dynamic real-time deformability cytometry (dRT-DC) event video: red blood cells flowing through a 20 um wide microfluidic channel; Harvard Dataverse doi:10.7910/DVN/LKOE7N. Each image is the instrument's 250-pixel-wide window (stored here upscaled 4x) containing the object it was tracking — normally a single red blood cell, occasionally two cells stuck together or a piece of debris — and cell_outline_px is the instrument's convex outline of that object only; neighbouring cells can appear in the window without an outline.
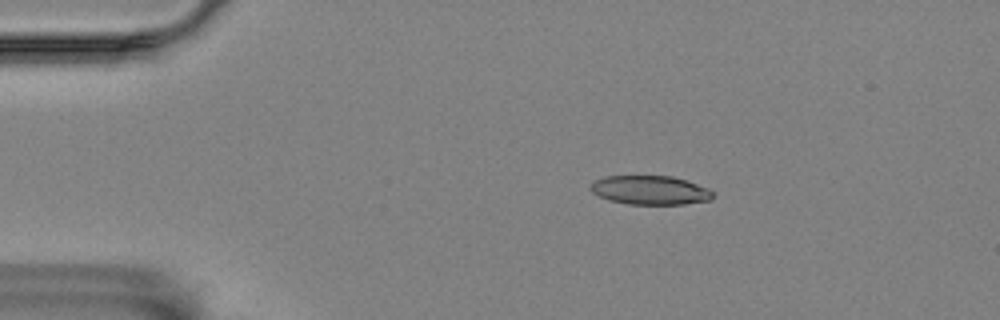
{"species": "Egyptian fruit bat (a non-hibernating species)", "species_latin": "Rousettus aegyptiacus", "temperature_condition": "room temperature", "stored_images_in_passage": 48, "camera_frame_rate_fps": 3000, "um_per_image_px": 0.085, "animal": {"sex": "female"}, "frame": {"image": 1, "passage_image": 2, "time_ms": 0.333, "image_size_px": [1000, 320], "cell_outline_px": [[716, 192], [712, 200], [684, 204], [628, 204], [608, 200], [592, 192], [588, 188], [596, 180], [604, 176], [672, 176], [708, 188]], "centroid_in_image_um": [55.29, 16.17], "position_along_channel_um": 29.7, "area_um2": 20.69}}
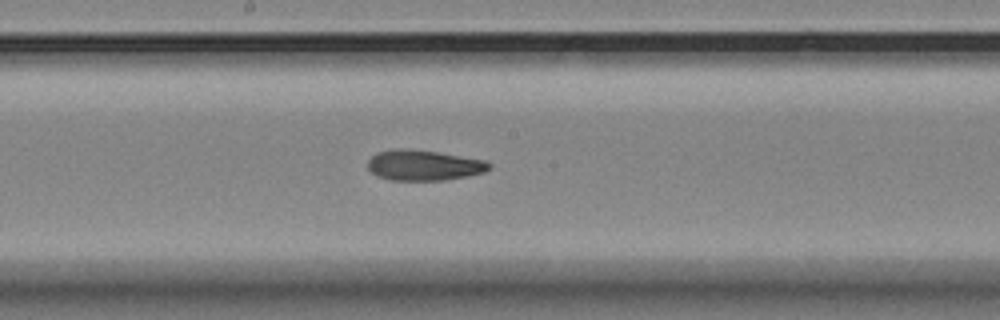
{"frame": {"image": 2, "passage_image": 22, "time_ms": 7.0, "image_size_px": [1000, 320], "cell_outline_px": [[492, 168], [484, 172], [468, 176], [444, 180], [388, 180], [376, 176], [368, 168], [368, 160], [376, 152], [392, 148], [408, 148], [436, 152], [484, 160], [492, 164]], "centroid_in_image_um": [35.99, 14.04], "position_along_channel_um": 212.2, "area_um2": 21.73}}
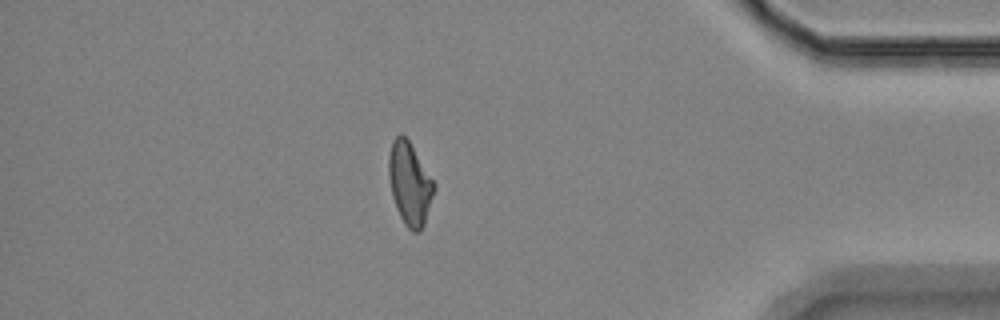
{"frame": {"image": 3, "passage_image": 41, "time_ms": 13.333, "image_size_px": [1000, 320], "cell_outline_px": [[436, 188], [424, 224], [420, 232], [412, 232], [404, 224], [396, 208], [392, 196], [388, 176], [388, 156], [392, 140], [400, 132], [408, 140], [436, 184]], "centroid_in_image_um": [34.82, 15.62], "position_along_channel_um": 400.4, "area_um2": 21.96}, "authors_computed_cell_mechanics": {"area_um2": 21.7328, "velocity_mm_per_s": 3.518, "shape_relaxation_time_tau1_ms": 8.8411, "shape_relaxation_time_tau2_ms": 5.5208, "deformation_change_tau1": 0.2404, "deformation_change_tau2": 0.1466}}